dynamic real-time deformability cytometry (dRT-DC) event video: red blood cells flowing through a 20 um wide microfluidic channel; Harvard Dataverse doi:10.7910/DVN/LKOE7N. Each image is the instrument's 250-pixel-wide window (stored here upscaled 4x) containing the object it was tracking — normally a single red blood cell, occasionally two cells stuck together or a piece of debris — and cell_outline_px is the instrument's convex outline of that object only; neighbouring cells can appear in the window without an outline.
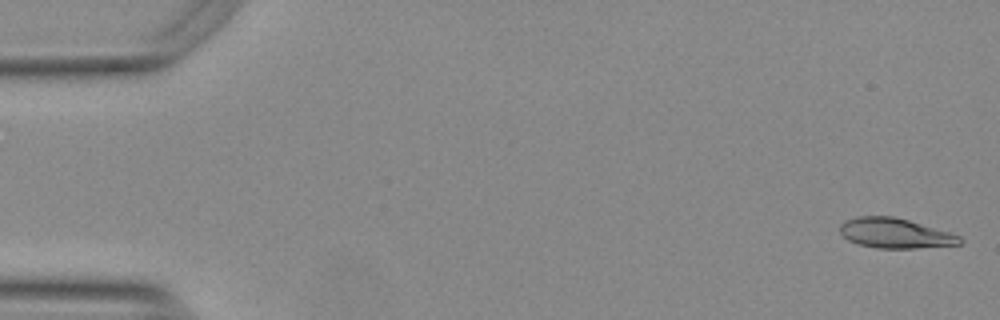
{"species": "Egyptian fruit bat (a non-hibernating species)", "species_latin": "Rousettus aegyptiacus", "temperature_condition": "warm", "stored_images_in_passage": 54, "camera_frame_rate_fps": 3000, "um_per_image_px": 0.085, "animal": {"sex": "female"}, "frame": {"image": 1, "passage_image": 1, "time_ms": 0.0, "image_size_px": [1000, 320], "cell_outline_px": [[964, 240], [960, 244], [916, 248], [876, 248], [860, 244], [848, 240], [840, 232], [840, 224], [844, 220], [860, 216], [892, 216], [908, 220], [948, 232], [960, 236]], "centroid_in_image_um": [76.06, 19.82], "position_along_channel_um": 8.9, "area_um2": 20.69}}
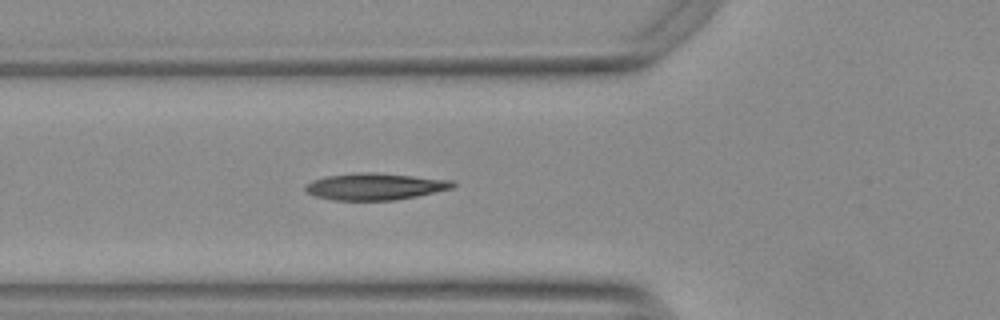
{"frame": {"image": 2, "passage_image": 19, "time_ms": 6.0, "image_size_px": [1000, 320], "cell_outline_px": [[456, 184], [452, 188], [436, 192], [416, 196], [392, 200], [332, 200], [316, 196], [304, 192], [304, 184], [312, 180], [324, 176], [356, 172], [368, 172], [412, 176], [452, 180]], "centroid_in_image_um": [31.8, 15.85], "position_along_channel_um": 94.0, "area_um2": 23.0}}
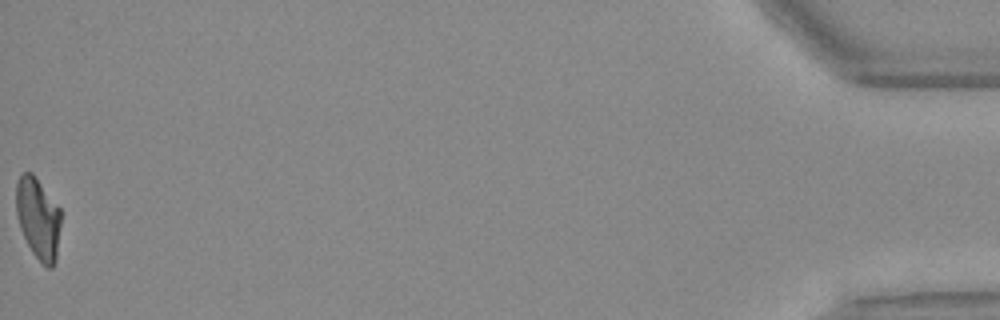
{"frame": {"image": 3, "passage_image": 54, "time_ms": 17.667, "image_size_px": [1000, 320], "cell_outline_px": [[60, 224], [56, 260], [52, 268], [48, 268], [32, 252], [20, 228], [16, 216], [16, 184], [20, 176], [24, 172], [32, 172], [36, 176], [60, 208]], "centroid_in_image_um": [3.24, 18.53], "position_along_channel_um": 432.0, "area_um2": 21.15}, "authors_computed_cell_mechanics": {"area_um2": 21.6461, "velocity_mm_per_s": 3.7652, "shape_relaxation_time_tau1_ms": 5.3597, "shape_relaxation_time_tau2_ms": 2.2958, "deformation_change_tau1": 0.2026, "deformation_change_tau2": 0.0859}}